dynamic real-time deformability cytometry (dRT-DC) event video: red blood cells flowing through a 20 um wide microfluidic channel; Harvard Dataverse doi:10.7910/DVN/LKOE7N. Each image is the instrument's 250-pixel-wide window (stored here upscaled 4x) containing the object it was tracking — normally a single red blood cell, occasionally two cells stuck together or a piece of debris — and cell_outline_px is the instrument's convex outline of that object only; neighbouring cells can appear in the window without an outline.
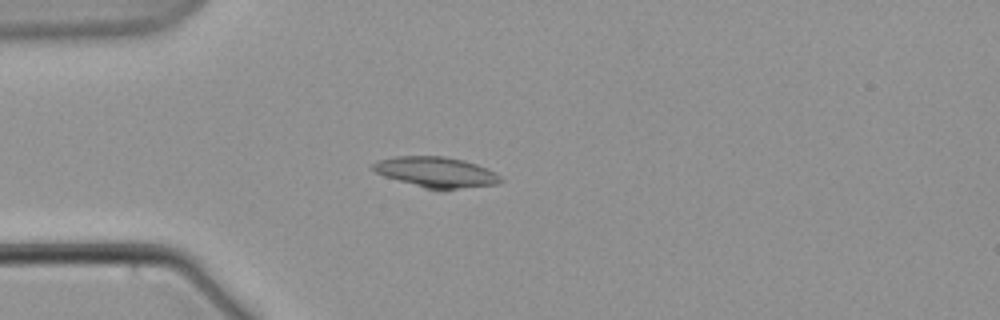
{"species": "common noctule bat (a hibernating species)", "species_latin": "Nyctalus noctula", "temperature_condition": "warm", "stored_images_in_passage": 6, "camera_frame_rate_fps": 3000, "um_per_image_px": 0.085, "animal": {"sex": "male", "body_mass_g": 21.5, "forearm_length_mm": 52.0}, "frame": {"image": 1, "passage_image": 4, "time_ms": 3.667, "image_size_px": [1000, 320], "cell_outline_px": [[504, 180], [496, 184], [444, 192], [440, 192], [424, 188], [384, 176], [376, 172], [372, 168], [372, 164], [380, 160], [396, 156], [444, 156], [464, 160], [488, 168], [496, 172]], "centroid_in_image_um": [37.13, 14.67], "position_along_channel_um": 47.9, "area_um2": 23.24}}
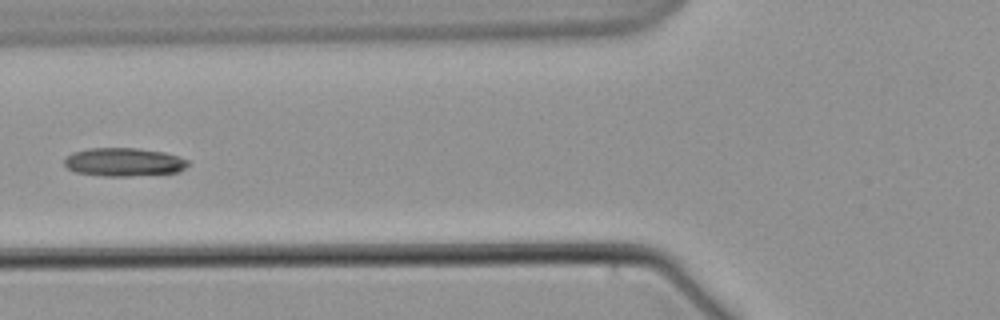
{"frame": {"image": 2, "passage_image": 6, "time_ms": 6.333, "image_size_px": [1000, 320], "cell_outline_px": [[188, 164], [180, 172], [128, 176], [104, 176], [76, 172], [68, 168], [64, 164], [64, 160], [72, 152], [88, 148], [136, 148], [164, 152], [180, 156], [188, 160]], "centroid_in_image_um": [10.54, 13.77], "position_along_channel_um": 115.3, "area_um2": 20.46}}